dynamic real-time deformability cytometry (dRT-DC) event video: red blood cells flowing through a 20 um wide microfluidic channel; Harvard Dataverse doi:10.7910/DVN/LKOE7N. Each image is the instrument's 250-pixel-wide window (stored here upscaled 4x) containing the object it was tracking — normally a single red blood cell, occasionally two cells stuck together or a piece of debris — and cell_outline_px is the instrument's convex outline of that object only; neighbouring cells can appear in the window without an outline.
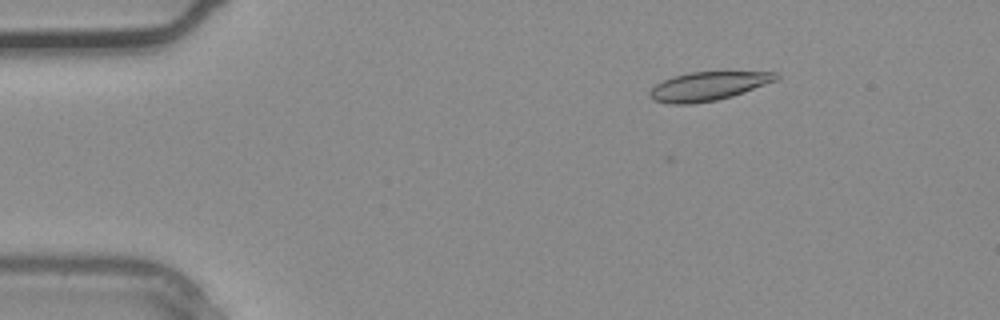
{"species": "common noctule bat (a hibernating species)", "species_latin": "Nyctalus noctula", "temperature_condition": "warm", "stored_images_in_passage": 4, "camera_frame_rate_fps": 3000, "um_per_image_px": 0.085, "animal": {"sex": "male", "body_mass_g": 20.4}, "frame": {"image": 1, "passage_image": 2, "time_ms": 0.333, "image_size_px": [1000, 320], "cell_outline_px": [[780, 76], [776, 80], [744, 92], [732, 96], [716, 100], [692, 104], [672, 104], [652, 100], [648, 96], [648, 92], [656, 84], [664, 80], [688, 72], [776, 72]], "centroid_in_image_um": [60.16, 7.33], "position_along_channel_um": 24.8, "area_um2": 20.98}}